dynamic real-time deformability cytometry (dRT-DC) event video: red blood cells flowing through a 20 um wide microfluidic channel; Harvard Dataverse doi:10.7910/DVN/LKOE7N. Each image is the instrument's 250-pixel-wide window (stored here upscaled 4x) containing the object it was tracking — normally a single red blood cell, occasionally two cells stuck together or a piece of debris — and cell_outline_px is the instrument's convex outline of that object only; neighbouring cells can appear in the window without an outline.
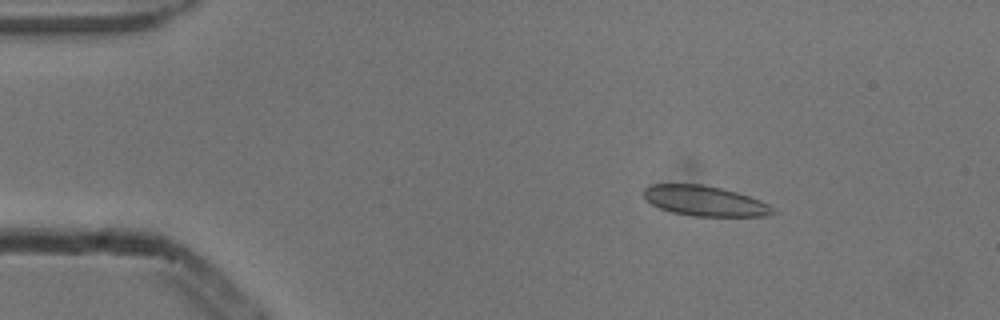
{"species": "common noctule bat (a hibernating species)", "species_latin": "Nyctalus noctula", "temperature_condition": "cold", "stored_images_in_passage": 4, "camera_frame_rate_fps": 3000, "um_per_image_px": 0.085, "animal": {"sex": "male", "body_mass_g": 13.3}, "frame": {"image": 1, "passage_image": 2, "time_ms": 0.333, "image_size_px": [1000, 320], "cell_outline_px": [[776, 212], [768, 216], [692, 216], [672, 212], [660, 208], [652, 204], [644, 196], [644, 188], [652, 184], [700, 184], [720, 188], [736, 192], [760, 200], [768, 204]], "centroid_in_image_um": [59.91, 17.08], "position_along_channel_um": 25.1, "area_um2": 22.48}}